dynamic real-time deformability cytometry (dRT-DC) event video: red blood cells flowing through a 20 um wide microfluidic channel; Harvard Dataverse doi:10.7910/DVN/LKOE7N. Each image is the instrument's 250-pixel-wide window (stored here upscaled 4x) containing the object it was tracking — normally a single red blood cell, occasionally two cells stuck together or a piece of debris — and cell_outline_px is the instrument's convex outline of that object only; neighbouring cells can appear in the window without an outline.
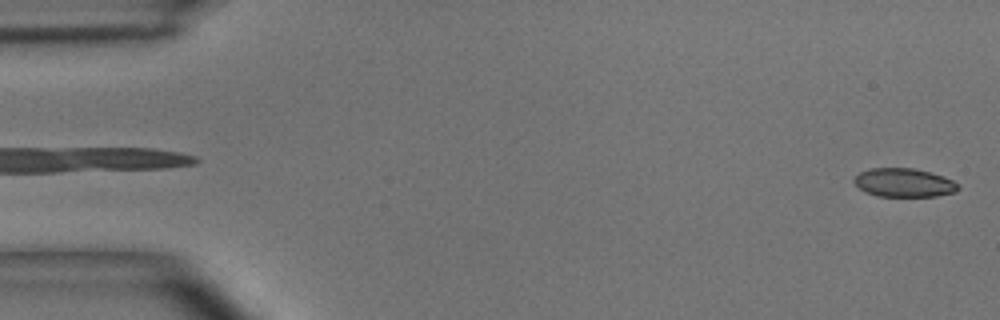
{"species": "common noctule bat (a hibernating species)", "species_latin": "Nyctalus noctula", "temperature_condition": "room temperature", "stored_images_in_passage": 12, "camera_frame_rate_fps": 3000, "um_per_image_px": 0.085, "animal": {"sex": "male", "body_mass_g": 15.6}, "frame": {"image": 1, "passage_image": 1, "time_ms": 0.0, "image_size_px": [1000, 320], "cell_outline_px": [[960, 188], [956, 192], [936, 196], [876, 196], [864, 192], [852, 180], [860, 172], [872, 168], [912, 168], [928, 172], [952, 180]], "centroid_in_image_um": [76.8, 15.54], "position_along_channel_um": 8.2, "area_um2": 17.17}}